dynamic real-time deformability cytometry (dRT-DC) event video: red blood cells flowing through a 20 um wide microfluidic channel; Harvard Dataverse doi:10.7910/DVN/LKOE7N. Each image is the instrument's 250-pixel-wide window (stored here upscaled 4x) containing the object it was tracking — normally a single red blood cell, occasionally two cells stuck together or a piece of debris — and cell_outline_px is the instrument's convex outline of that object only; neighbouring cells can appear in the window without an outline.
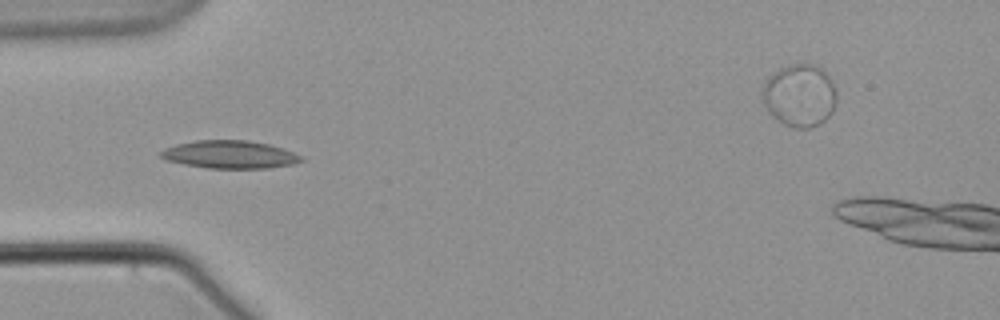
{"species": "common noctule bat (a hibernating species)", "species_latin": "Nyctalus noctula", "temperature_condition": "warm", "stored_images_in_passage": 9, "camera_frame_rate_fps": 3000, "um_per_image_px": 0.085, "animal": {"sex": "male", "body_mass_g": 21.5, "forearm_length_mm": 52.0}, "frame": {"image": 1, "passage_image": 6, "time_ms": 7.0, "image_size_px": [1000, 320], "cell_outline_px": [[304, 160], [292, 164], [268, 168], [208, 168], [184, 164], [168, 160], [160, 156], [160, 152], [164, 148], [176, 144], [196, 140], [248, 140], [268, 144], [284, 148], [304, 156]], "centroid_in_image_um": [19.56, 13.13], "position_along_channel_um": 65.4, "area_um2": 22.83}}
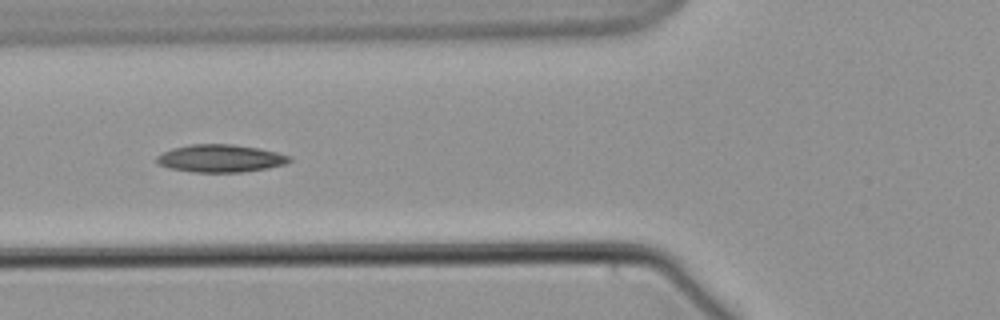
{"frame": {"image": 2, "passage_image": 7, "time_ms": 8.333, "image_size_px": [1000, 320], "cell_outline_px": [[292, 160], [284, 164], [268, 168], [240, 172], [192, 172], [172, 168], [156, 164], [156, 156], [172, 148], [188, 144], [232, 144], [260, 148], [292, 156]], "centroid_in_image_um": [18.74, 13.45], "position_along_channel_um": 107.1, "area_um2": 21.44}}
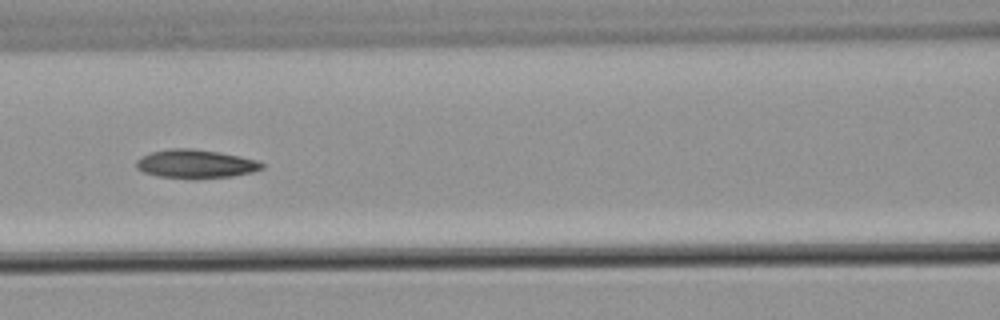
{"frame": {"image": 3, "passage_image": 8, "time_ms": 9.667, "image_size_px": [1000, 320], "cell_outline_px": [[264, 168], [252, 172], [232, 176], [196, 180], [156, 176], [144, 172], [136, 168], [136, 160], [140, 156], [152, 152], [172, 148], [192, 148], [216, 152], [256, 160], [264, 164]], "centroid_in_image_um": [16.58, 13.95], "position_along_channel_um": 150.0, "area_um2": 21.1}}